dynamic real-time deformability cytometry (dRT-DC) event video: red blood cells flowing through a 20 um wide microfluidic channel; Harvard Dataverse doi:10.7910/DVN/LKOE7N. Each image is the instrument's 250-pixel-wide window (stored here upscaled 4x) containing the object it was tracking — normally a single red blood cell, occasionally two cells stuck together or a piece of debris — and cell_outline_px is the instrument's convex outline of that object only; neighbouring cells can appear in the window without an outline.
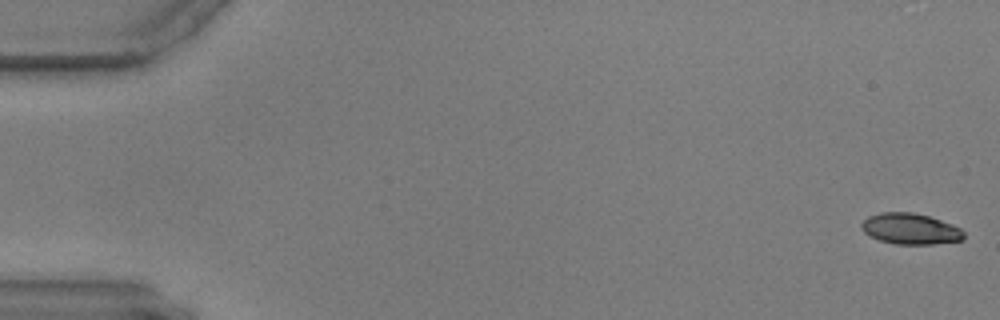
{"species": "common noctule bat (a hibernating species)", "species_latin": "Nyctalus noctula", "temperature_condition": "warm", "stored_images_in_passage": 58, "camera_frame_rate_fps": 3000, "um_per_image_px": 0.085, "animal": {"sex": "male", "body_mass_g": 17.9, "forearm_length_mm": 54.2}, "frame": {"image": 1, "passage_image": 1, "time_ms": 0.0, "image_size_px": [1000, 320], "cell_outline_px": [[964, 240], [932, 244], [896, 244], [880, 240], [864, 232], [860, 228], [860, 224], [868, 216], [880, 212], [912, 212], [928, 216], [952, 224], [960, 228], [964, 232]], "centroid_in_image_um": [77.38, 19.44], "position_along_channel_um": 7.6, "area_um2": 18.44}}
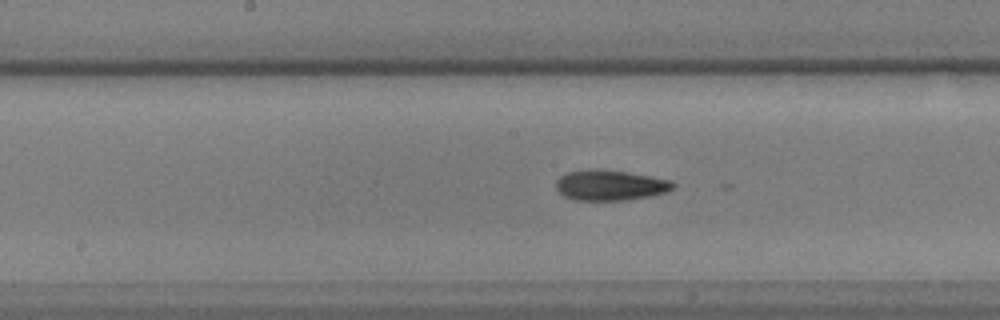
{"frame": {"image": 2, "passage_image": 30, "time_ms": 9.667, "image_size_px": [1000, 320], "cell_outline_px": [[676, 184], [672, 188], [664, 192], [648, 196], [628, 200], [572, 200], [564, 196], [556, 188], [556, 180], [560, 176], [568, 172], [588, 168], [600, 168], [628, 172], [672, 180]], "centroid_in_image_um": [51.83, 15.72], "position_along_channel_um": 196.4, "area_um2": 20.92}}
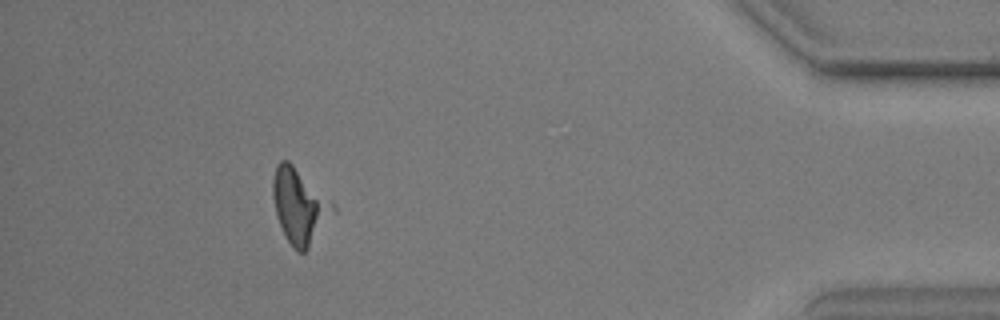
{"frame": {"image": 3, "passage_image": 53, "time_ms": 17.333, "image_size_px": [1000, 320], "cell_outline_px": [[336, 212], [308, 248], [304, 252], [296, 252], [292, 248], [276, 216], [272, 196], [272, 180], [276, 164], [280, 160], [288, 160], [336, 204]], "centroid_in_image_um": [25.47, 17.5], "position_along_channel_um": 409.7, "area_um2": 26.3}}